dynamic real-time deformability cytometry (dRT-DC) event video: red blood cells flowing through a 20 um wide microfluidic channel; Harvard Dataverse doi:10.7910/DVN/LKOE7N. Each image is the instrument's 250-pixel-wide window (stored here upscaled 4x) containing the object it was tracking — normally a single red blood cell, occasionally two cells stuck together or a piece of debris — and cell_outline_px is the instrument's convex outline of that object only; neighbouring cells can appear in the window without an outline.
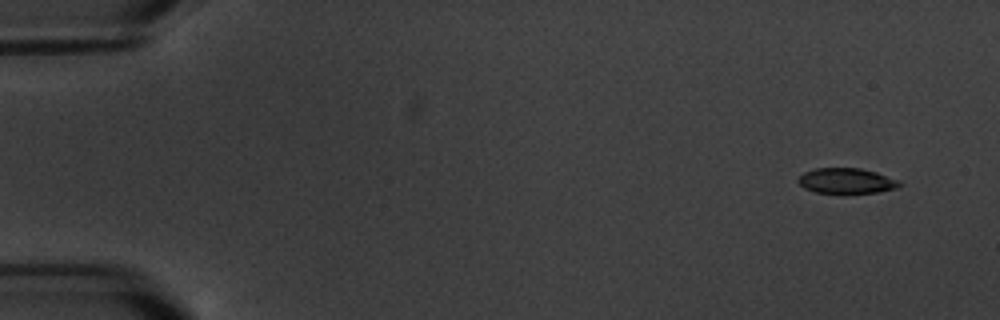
{"species": "common noctule bat (a hibernating species)", "species_latin": "Nyctalus noctula", "temperature_condition": "warm", "stored_images_in_passage": 17, "segment_of_instrument_passage": [1, 2], "camera_frame_rate_fps": 3000, "um_per_image_px": 0.085, "animal": {"sex": "male", "body_mass_g": 20.1, "forearm_length_mm": 53.5}, "frame": {"image": 1, "passage_image": 1, "time_ms": 0.0, "image_size_px": [1000, 320], "cell_outline_px": [[904, 184], [896, 188], [876, 192], [844, 196], [816, 192], [804, 188], [796, 180], [804, 172], [816, 168], [860, 168], [876, 172], [900, 180]], "centroid_in_image_um": [71.96, 15.41], "position_along_channel_um": 13.0, "area_um2": 15.66}}
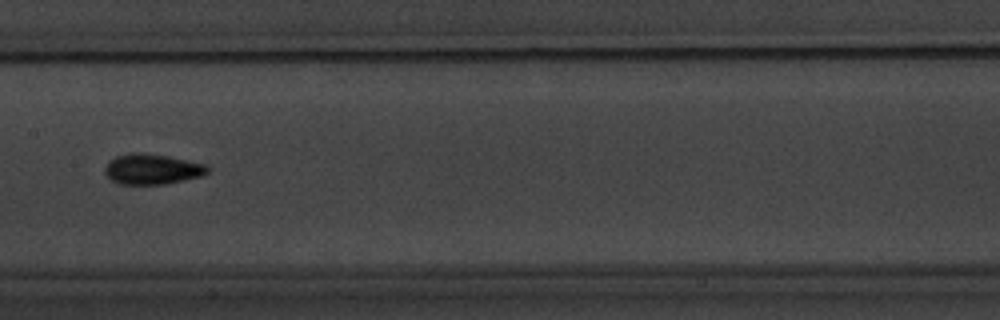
{"frame": {"image": 2, "passage_image": 9, "time_ms": 9.0, "image_size_px": [1000, 320], "cell_outline_px": [[212, 168], [208, 172], [200, 176], [184, 180], [164, 184], [120, 184], [112, 180], [104, 172], [104, 168], [108, 160], [116, 156], [132, 152], [136, 152], [168, 156], [208, 164]], "centroid_in_image_um": [12.95, 14.37], "position_along_channel_um": 194.5, "area_um2": 18.32}}
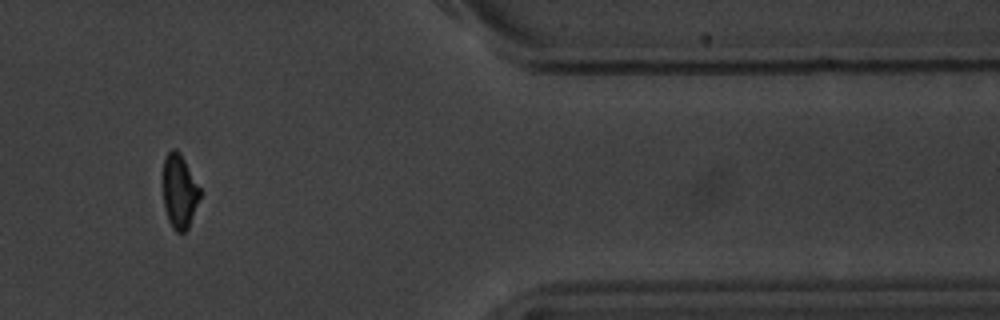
{"frame": {"image": 3, "passage_image": 14, "time_ms": 15.667, "image_size_px": [1000, 320], "cell_outline_px": [[200, 196], [188, 228], [184, 232], [176, 232], [172, 228], [168, 220], [164, 208], [164, 156], [172, 148], [176, 148], [180, 152], [200, 188]], "centroid_in_image_um": [15.24, 16.26], "position_along_channel_um": 396.2, "area_um2": 15.78}}